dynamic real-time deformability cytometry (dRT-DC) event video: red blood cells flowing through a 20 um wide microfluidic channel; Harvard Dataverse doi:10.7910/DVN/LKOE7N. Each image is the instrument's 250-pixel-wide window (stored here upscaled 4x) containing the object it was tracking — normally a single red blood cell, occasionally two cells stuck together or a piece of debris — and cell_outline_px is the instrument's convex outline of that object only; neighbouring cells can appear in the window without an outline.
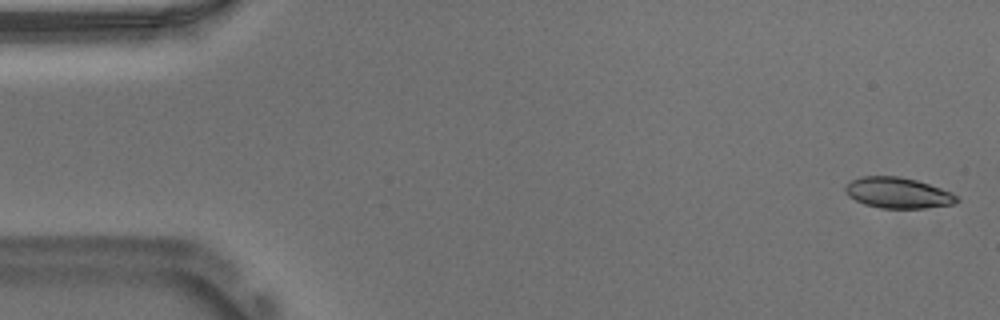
{"species": "Egyptian fruit bat (a non-hibernating species)", "species_latin": "Rousettus aegyptiacus", "temperature_condition": "warm", "stored_images_in_passage": 54, "camera_frame_rate_fps": 3000, "um_per_image_px": 0.085, "animal": {"sex": "male"}, "frame": {"image": 1, "passage_image": 2, "time_ms": 0.333, "image_size_px": [1000, 320], "cell_outline_px": [[960, 200], [956, 204], [924, 208], [880, 208], [864, 204], [848, 196], [844, 192], [844, 188], [852, 180], [860, 176], [900, 176], [916, 180], [952, 192], [960, 196]], "centroid_in_image_um": [76.35, 16.4], "position_along_channel_um": 8.7, "area_um2": 20.17}}
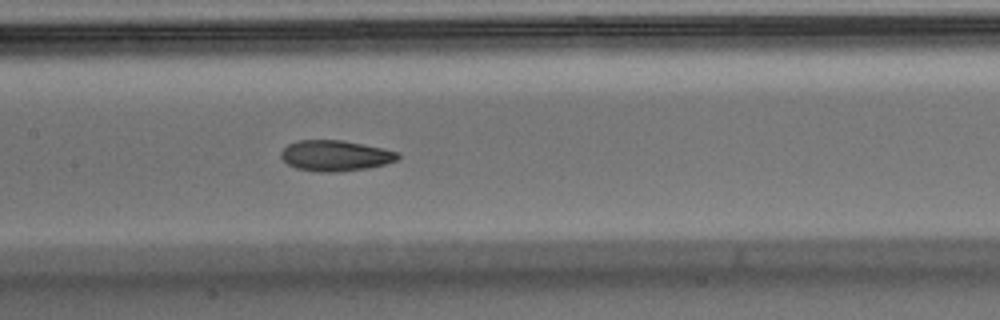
{"frame": {"image": 2, "passage_image": 26, "time_ms": 8.333, "image_size_px": [1000, 320], "cell_outline_px": [[400, 156], [396, 160], [384, 164], [368, 168], [336, 172], [320, 172], [296, 168], [288, 164], [280, 156], [280, 152], [288, 144], [296, 140], [340, 140], [384, 148], [400, 152]], "centroid_in_image_um": [28.5, 13.23], "position_along_channel_um": 178.9, "area_um2": 20.92}}
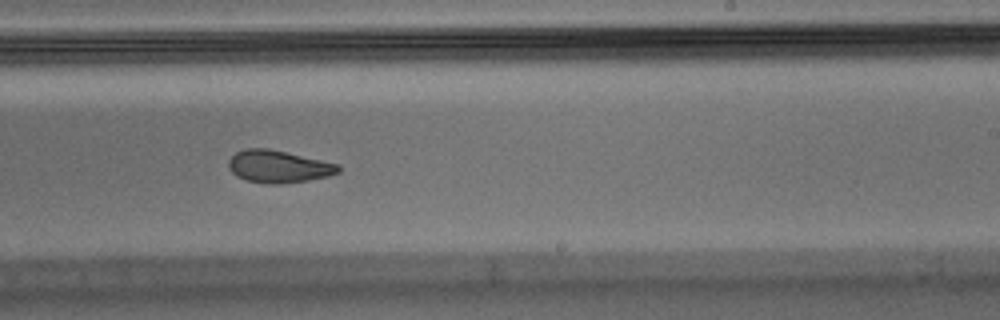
{"frame": {"image": 3, "passage_image": 33, "time_ms": 10.667, "image_size_px": [1000, 320], "cell_outline_px": [[340, 172], [328, 176], [308, 180], [280, 184], [268, 184], [248, 180], [236, 176], [228, 168], [228, 160], [236, 152], [244, 148], [268, 148], [340, 164]], "centroid_in_image_um": [23.66, 14.15], "position_along_channel_um": 265.3, "area_um2": 20.75}, "authors_computed_cell_mechanics": {"area_um2": 20.9525, "velocity_mm_per_s": 3.7152, "shape_relaxation_time_tau1_ms": 7.6965, "shape_relaxation_time_tau2_ms": 2.2622, "deformation_change_tau1": 0.1745, "deformation_change_tau2": 0.0758}}